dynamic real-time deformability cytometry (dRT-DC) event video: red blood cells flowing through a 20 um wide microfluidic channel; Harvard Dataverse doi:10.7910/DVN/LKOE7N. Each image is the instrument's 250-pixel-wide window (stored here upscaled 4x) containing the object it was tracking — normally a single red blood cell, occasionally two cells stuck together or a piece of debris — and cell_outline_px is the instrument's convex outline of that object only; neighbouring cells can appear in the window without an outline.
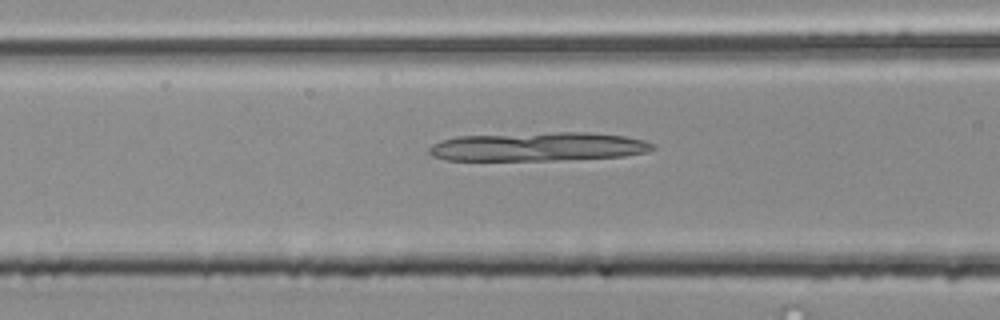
{"species": "common noctule bat (a hibernating species)", "species_latin": "Nyctalus noctula", "temperature_condition": "room temperature", "stored_images_in_passage": 44, "segment_of_instrument_passage": [1, 2], "camera_frame_rate_fps": 3000, "um_per_image_px": 0.085, "animal": {"sex": "male", "body_mass_g": 20.4}, "frame": {"image": 1, "passage_image": 10, "time_ms": 3.0, "image_size_px": [1000, 320], "cell_outline_px": [[656, 148], [648, 152], [624, 156], [556, 160], [444, 160], [432, 156], [428, 152], [428, 148], [432, 144], [456, 136], [556, 132], [588, 132], [624, 136], [644, 140], [656, 144]], "centroid_in_image_um": [45.77, 12.47], "position_along_channel_um": 120.8, "area_um2": 37.69}}
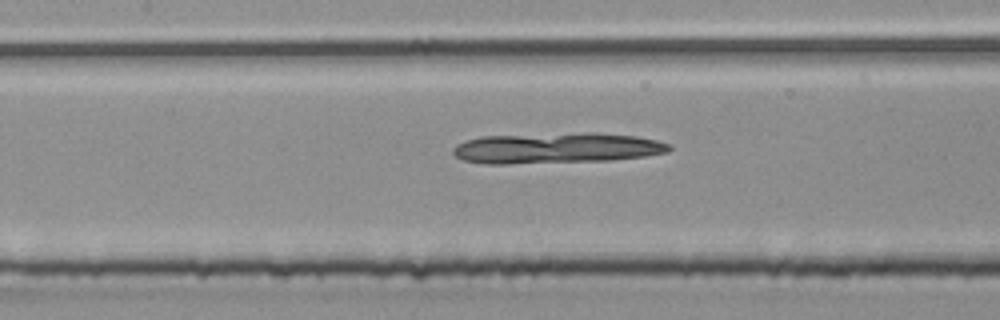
{"frame": {"image": 2, "passage_image": 13, "time_ms": 4.0, "image_size_px": [1000, 320], "cell_outline_px": [[672, 148], [668, 152], [644, 156], [612, 160], [508, 164], [488, 164], [464, 160], [456, 156], [452, 152], [452, 148], [456, 144], [464, 140], [480, 136], [588, 132], [596, 132], [636, 136], [656, 140], [668, 144]], "centroid_in_image_um": [47.27, 12.58], "position_along_channel_um": 160.1, "area_um2": 38.9}}
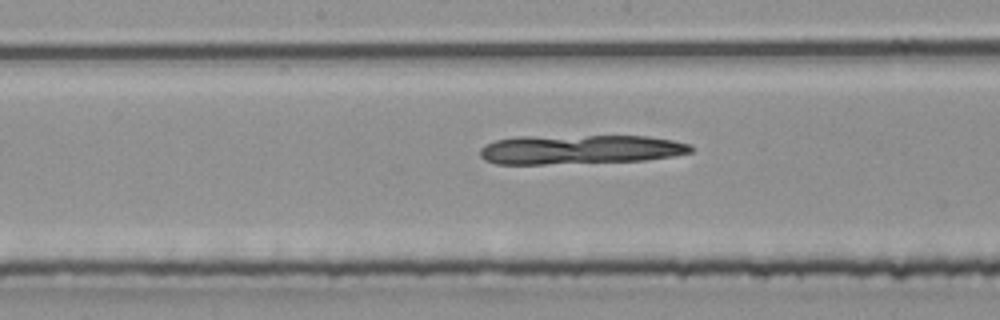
{"frame": {"image": 3, "passage_image": 16, "time_ms": 5.0, "image_size_px": [1000, 320], "cell_outline_px": [[692, 152], [672, 156], [644, 160], [544, 164], [496, 164], [484, 160], [480, 156], [480, 148], [496, 140], [516, 136], [648, 136], [672, 140], [692, 144]], "centroid_in_image_um": [49.28, 12.7], "position_along_channel_um": 198.9, "area_um2": 36.01}}